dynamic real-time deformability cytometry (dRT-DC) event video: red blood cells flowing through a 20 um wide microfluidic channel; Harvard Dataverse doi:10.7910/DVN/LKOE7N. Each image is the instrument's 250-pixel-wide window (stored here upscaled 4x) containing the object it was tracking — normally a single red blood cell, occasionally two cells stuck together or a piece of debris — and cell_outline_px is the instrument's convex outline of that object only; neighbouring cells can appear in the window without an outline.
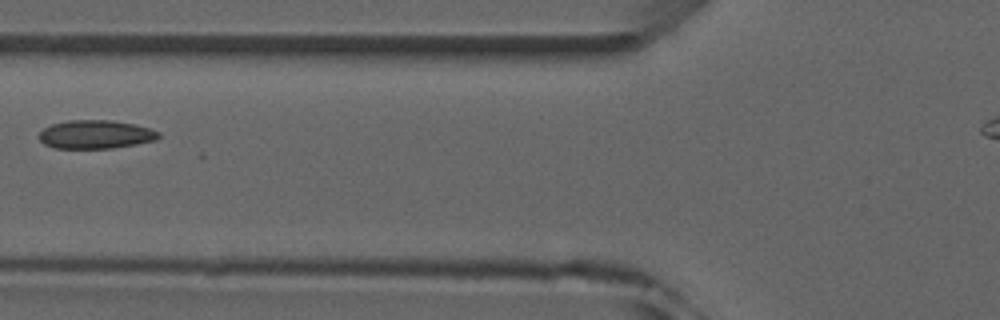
{"species": "common noctule bat (a hibernating species)", "species_latin": "Nyctalus noctula", "temperature_condition": "room temperature", "stored_images_in_passage": 2, "camera_frame_rate_fps": 3000, "um_per_image_px": 0.085, "animal": {"sex": "male", "forearm_length_mm": 52.5}, "frame": {"image": 1, "passage_image": 2, "time_ms": 1.0, "image_size_px": [1000, 320], "cell_outline_px": [[160, 136], [156, 140], [136, 144], [112, 148], [56, 148], [44, 144], [40, 140], [40, 132], [44, 128], [52, 124], [68, 120], [112, 120], [136, 124], [160, 132]], "centroid_in_image_um": [8.15, 11.42], "position_along_channel_um": 117.7, "area_um2": 19.83}}